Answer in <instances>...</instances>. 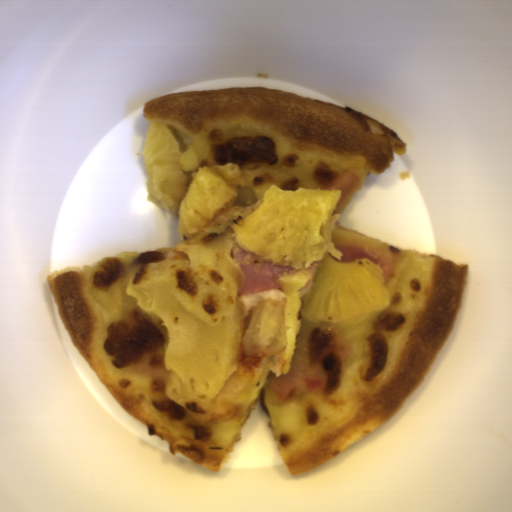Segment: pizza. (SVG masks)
Segmentation results:
<instances>
[{
  "instance_id": "dd6c1bee",
  "label": "pizza",
  "mask_w": 512,
  "mask_h": 512,
  "mask_svg": "<svg viewBox=\"0 0 512 512\" xmlns=\"http://www.w3.org/2000/svg\"><path fill=\"white\" fill-rule=\"evenodd\" d=\"M142 115L149 125L166 124L184 152L195 135L225 124L260 127L281 152L271 166L214 170L237 196L207 227L177 245L124 251L47 275L58 317L123 410L141 422L149 436L166 441L174 456L180 453L218 472L259 400L275 450L290 475L309 472L386 424L421 386L452 333L469 264L337 227L368 173H385L395 153L406 154L407 144L396 132L361 111L252 86L171 92L146 101ZM344 169L355 171L360 182L321 228L327 241L324 259L340 263L371 259L381 267L385 283L394 274L396 252L412 251L419 259H431L435 272L421 303L386 308L356 324H330L352 344L345 366L324 396L297 392L283 403L270 392L266 377L269 370L277 377L287 374L296 333L311 320L300 315L303 288L311 275L305 270L288 273L280 289L239 296L244 315L259 299L287 296L285 351L264 359L256 372L242 373L235 367L207 404L187 406L169 400L162 333L145 311L101 309L83 285L85 273L106 264L184 258L218 264L239 280L231 254L235 244L231 222L254 210L273 183L284 190L322 189L328 178Z\"/></svg>"
}]
</instances>
